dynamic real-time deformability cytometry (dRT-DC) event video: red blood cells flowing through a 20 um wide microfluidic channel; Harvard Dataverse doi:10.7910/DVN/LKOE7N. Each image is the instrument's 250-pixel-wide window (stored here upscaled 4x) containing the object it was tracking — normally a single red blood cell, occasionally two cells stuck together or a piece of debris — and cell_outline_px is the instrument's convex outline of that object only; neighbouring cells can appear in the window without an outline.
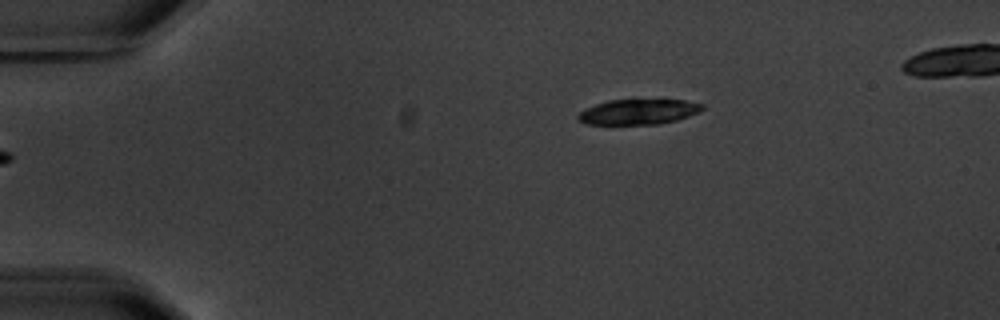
{"species": "common noctule bat (a hibernating species)", "species_latin": "Nyctalus noctula", "temperature_condition": "warm", "stored_images_in_passage": 2, "camera_frame_rate_fps": 3000, "um_per_image_px": 0.085, "animal": {"sex": "male", "body_mass_g": 20.1, "forearm_length_mm": 53.5}, "frame": {"image": 1, "passage_image": 2, "time_ms": 2.0, "image_size_px": [1000, 320], "cell_outline_px": [[704, 108], [688, 116], [676, 120], [656, 124], [584, 124], [576, 120], [576, 116], [580, 112], [596, 104], [608, 100], [684, 100], [704, 104]], "centroid_in_image_um": [54.22, 9.51], "position_along_channel_um": 30.8, "area_um2": 18.09}}